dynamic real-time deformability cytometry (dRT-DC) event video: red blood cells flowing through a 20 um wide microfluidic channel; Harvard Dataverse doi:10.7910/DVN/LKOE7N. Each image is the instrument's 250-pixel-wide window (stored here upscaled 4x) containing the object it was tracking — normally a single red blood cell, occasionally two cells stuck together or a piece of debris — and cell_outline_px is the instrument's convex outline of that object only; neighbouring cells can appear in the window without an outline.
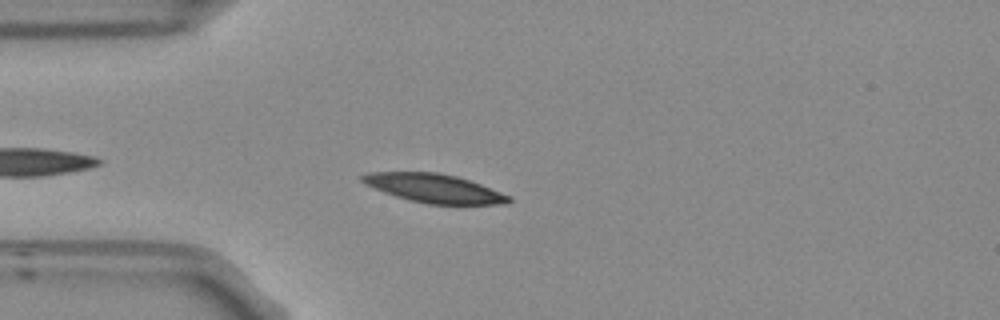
{"species": "Egyptian fruit bat (a non-hibernating species)", "species_latin": "Rousettus aegyptiacus", "temperature_condition": "room temperature", "stored_images_in_passage": 34, "camera_frame_rate_fps": 3000, "um_per_image_px": 0.085, "frame": {"image": 1, "passage_image": 4, "time_ms": 1.0, "image_size_px": [1000, 320], "cell_outline_px": [[512, 200], [508, 204], [428, 204], [408, 200], [384, 192], [364, 184], [360, 180], [360, 176], [368, 172], [440, 172], [456, 176], [480, 184], [512, 196]], "centroid_in_image_um": [36.9, 16.0], "position_along_channel_um": 48.1, "area_um2": 24.57}}
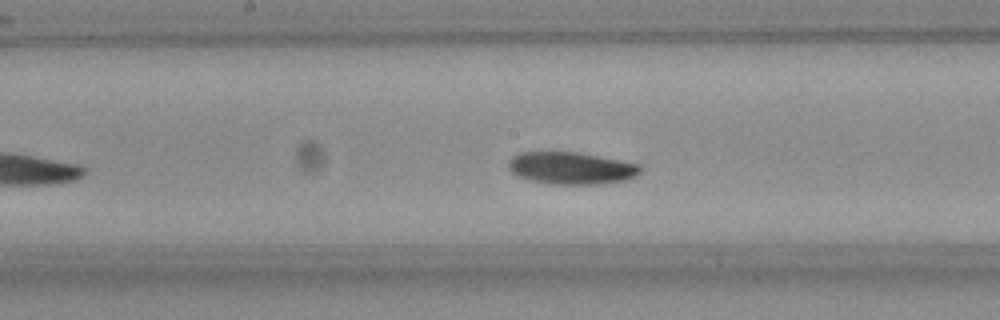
{"frame": {"image": 2, "passage_image": 17, "time_ms": 5.333, "image_size_px": [1000, 320], "cell_outline_px": [[644, 168], [636, 176], [628, 180], [604, 184], [548, 184], [516, 176], [508, 168], [508, 160], [512, 156], [520, 152], [576, 152], [620, 160], [640, 164]], "centroid_in_image_um": [48.57, 14.3], "position_along_channel_um": 199.6, "area_um2": 25.03}}
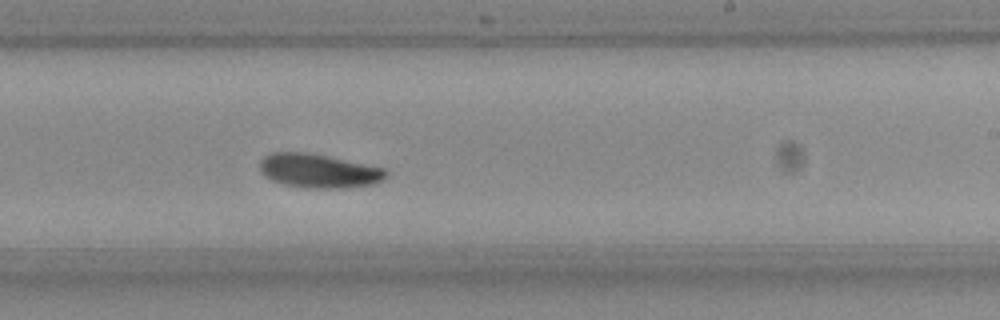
{"frame": {"image": 3, "passage_image": 22, "time_ms": 7.0, "image_size_px": [1000, 320], "cell_outline_px": [[388, 176], [372, 184], [344, 188], [304, 188], [284, 184], [272, 180], [264, 176], [260, 172], [260, 160], [264, 156], [272, 152], [304, 152], [328, 156], [384, 168], [388, 172]], "centroid_in_image_um": [27.05, 14.52], "position_along_channel_um": 261.9, "area_um2": 24.97}, "authors_computed_cell_mechanics": {"area_um2": 24.854, "velocity_mm_per_s": 3.7457, "shape_relaxation_time_tau1_ms": 3.0586, "shape_relaxation_time_tau2_ms": null, "deformation_change_tau1": 0.108, "deformation_change_tau2": null}}